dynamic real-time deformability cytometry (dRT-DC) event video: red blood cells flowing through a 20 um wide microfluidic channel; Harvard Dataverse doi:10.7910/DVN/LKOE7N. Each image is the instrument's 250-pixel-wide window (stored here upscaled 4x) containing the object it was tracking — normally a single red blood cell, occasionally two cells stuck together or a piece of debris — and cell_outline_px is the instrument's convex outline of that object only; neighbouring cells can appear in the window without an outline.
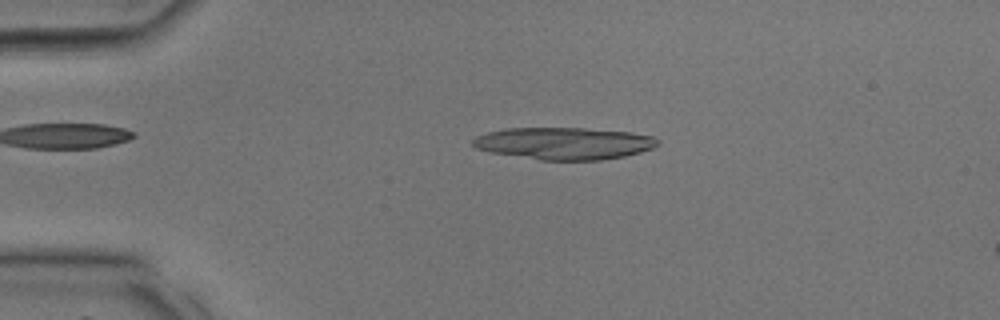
{"species": "common noctule bat (a hibernating species)", "species_latin": "Nyctalus noctula", "temperature_condition": "room temperature", "stored_images_in_passage": 10, "camera_frame_rate_fps": 3000, "um_per_image_px": 0.085, "animal": {"sex": "male", "body_mass_g": 17.9, "forearm_length_mm": 54.2}, "frame": {"image": 1, "passage_image": 7, "time_ms": 2.0, "image_size_px": [1000, 320], "cell_outline_px": [[660, 144], [652, 148], [640, 152], [624, 156], [600, 160], [540, 160], [488, 152], [476, 148], [472, 144], [472, 140], [476, 136], [488, 132], [504, 128], [584, 128], [632, 132], [652, 136], [660, 140]], "centroid_in_image_um": [47.94, 12.18], "position_along_channel_um": 37.1, "area_um2": 34.8}}